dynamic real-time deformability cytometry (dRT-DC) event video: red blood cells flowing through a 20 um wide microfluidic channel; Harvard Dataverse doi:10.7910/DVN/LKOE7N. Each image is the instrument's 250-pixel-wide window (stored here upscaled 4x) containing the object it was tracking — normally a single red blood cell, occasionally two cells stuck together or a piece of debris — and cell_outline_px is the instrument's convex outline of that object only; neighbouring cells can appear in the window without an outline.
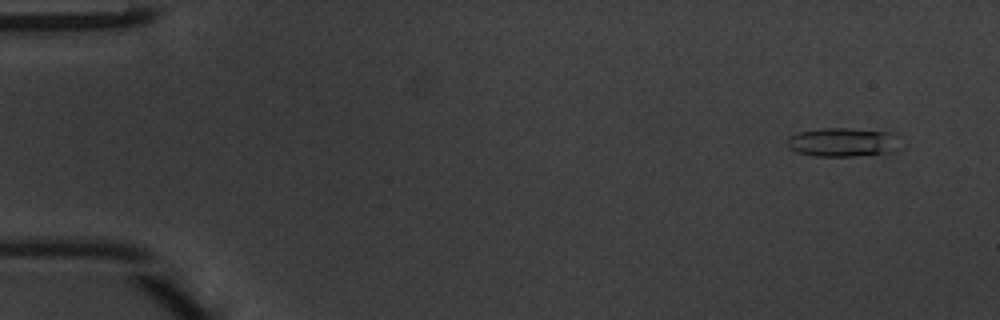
{"species": "common noctule bat (a hibernating species)", "species_latin": "Nyctalus noctula", "temperature_condition": "warm", "stored_images_in_passage": 47, "camera_frame_rate_fps": 3000, "um_per_image_px": 0.085, "animal": {"sex": "male", "body_mass_g": 20.1, "forearm_length_mm": 53.5}, "frame": {"image": 1, "passage_image": 2, "time_ms": 0.333, "image_size_px": [1000, 320], "cell_outline_px": [[896, 152], [856, 156], [816, 156], [796, 152], [788, 144], [788, 136], [800, 132], [820, 128], [848, 128], [892, 132]], "centroid_in_image_um": [71.58, 12.09], "position_along_channel_um": 13.4, "area_um2": 18.67}}
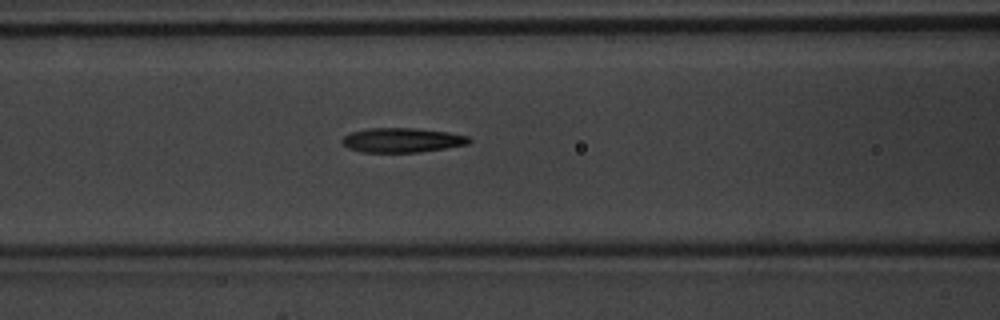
{"frame": {"image": 2, "passage_image": 19, "time_ms": 6.0, "image_size_px": [1000, 320], "cell_outline_px": [[472, 140], [468, 144], [420, 152], [364, 152], [348, 148], [340, 140], [344, 136], [352, 132], [368, 128], [416, 128], [448, 132], [468, 136]], "centroid_in_image_um": [34.18, 11.91], "position_along_channel_um": 132.4, "area_um2": 18.03}}
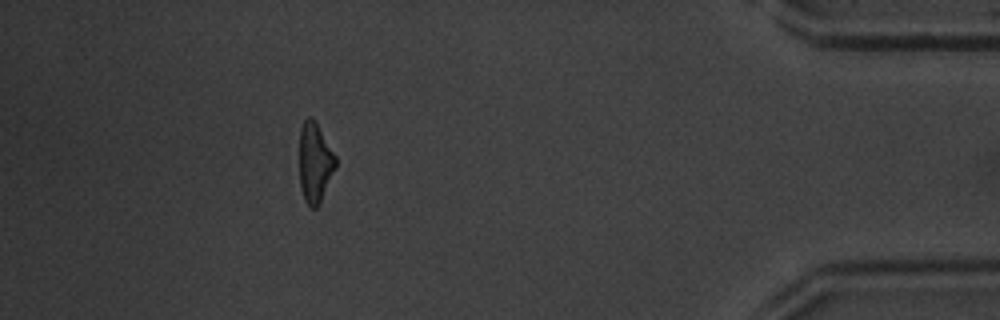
{"frame": {"image": 3, "passage_image": 42, "time_ms": 13.667, "image_size_px": [1000, 320], "cell_outline_px": [[336, 168], [320, 204], [316, 208], [308, 208], [304, 200], [300, 188], [300, 128], [304, 120], [308, 116], [312, 116], [316, 120], [336, 156]], "centroid_in_image_um": [26.77, 13.83], "position_along_channel_um": 408.4, "area_um2": 17.28}, "authors_computed_cell_mechanics": {"area_um2": 17.7446, "velocity_mm_per_s": 4.2447, "shape_relaxation_time_tau1_ms": 5.0117, "shape_relaxation_time_tau2_ms": 3.5184, "deformation_change_tau1": 0.2168, "deformation_change_tau2": 0.1503}}